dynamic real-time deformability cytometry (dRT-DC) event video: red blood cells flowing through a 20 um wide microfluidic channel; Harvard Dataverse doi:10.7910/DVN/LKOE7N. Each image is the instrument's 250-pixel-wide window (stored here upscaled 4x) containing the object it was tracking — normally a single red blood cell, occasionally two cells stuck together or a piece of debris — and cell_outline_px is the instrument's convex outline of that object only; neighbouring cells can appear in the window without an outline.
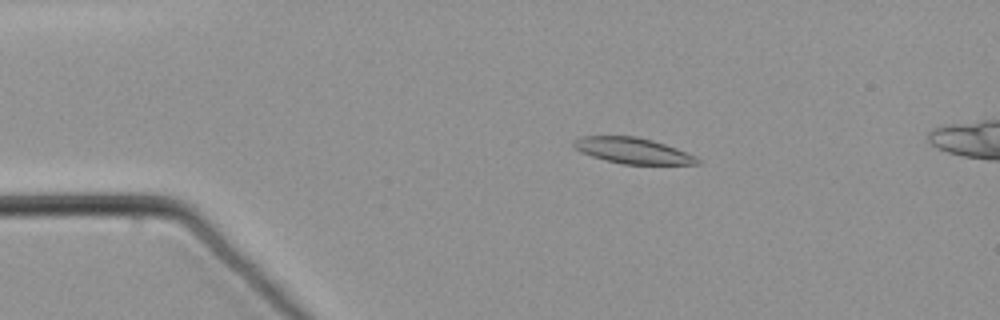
{"species": "common noctule bat (a hibernating species)", "species_latin": "Nyctalus noctula", "temperature_condition": "warm", "stored_images_in_passage": 60, "camera_frame_rate_fps": 3000, "um_per_image_px": 0.085, "animal": {"sex": "male", "body_mass_g": 21.5, "forearm_length_mm": 52.0}, "frame": {"image": 1, "passage_image": 13, "time_ms": 4.0, "image_size_px": [1000, 320], "cell_outline_px": [[700, 164], [620, 164], [604, 160], [580, 152], [572, 144], [580, 136], [636, 136], [652, 140], [676, 148], [696, 156], [700, 160]], "centroid_in_image_um": [53.78, 12.81], "position_along_channel_um": 31.2, "area_um2": 18.55}}
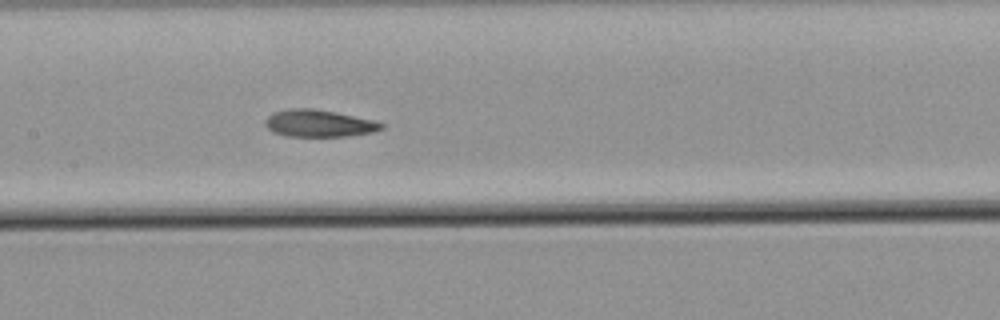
{"frame": {"image": 2, "passage_image": 30, "time_ms": 9.667, "image_size_px": [1000, 320], "cell_outline_px": [[384, 128], [372, 132], [352, 136], [284, 136], [272, 132], [264, 124], [264, 120], [272, 112], [288, 108], [312, 108], [372, 120], [384, 124]], "centroid_in_image_um": [27.04, 10.49], "position_along_channel_um": 180.4, "area_um2": 18.32}}
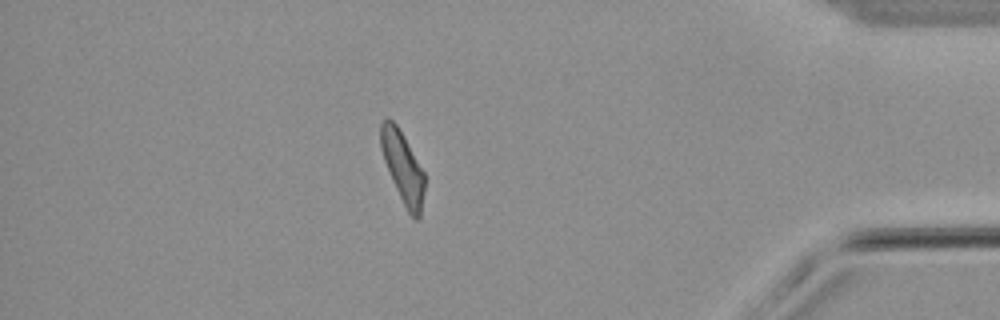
{"frame": {"image": 3, "passage_image": 52, "time_ms": 17.0, "image_size_px": [1000, 320], "cell_outline_px": [[424, 192], [420, 216], [416, 220], [408, 212], [392, 180], [384, 160], [380, 148], [380, 124], [388, 116], [396, 124], [424, 172]], "centroid_in_image_um": [34.22, 14.2], "position_along_channel_um": 401.0, "area_um2": 17.8}}